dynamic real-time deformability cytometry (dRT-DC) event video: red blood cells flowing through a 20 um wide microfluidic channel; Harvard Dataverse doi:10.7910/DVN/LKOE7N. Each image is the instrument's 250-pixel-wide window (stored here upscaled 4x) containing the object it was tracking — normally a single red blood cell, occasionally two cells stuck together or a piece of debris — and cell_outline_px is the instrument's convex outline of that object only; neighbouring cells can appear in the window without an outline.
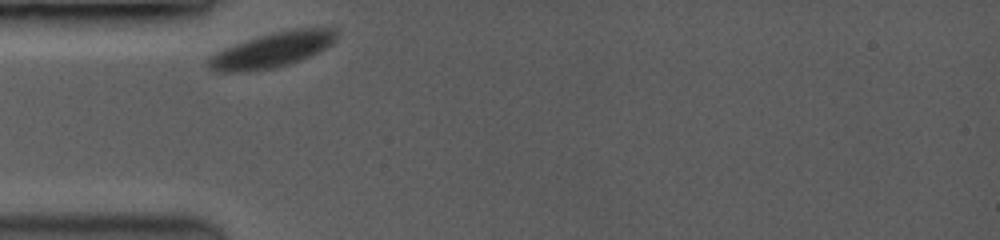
{"species": "common noctule bat (a hibernating species)", "species_latin": "Nyctalus noctula", "temperature_condition": "room temperature", "stored_images_in_passage": 2, "camera_frame_rate_fps": 3500, "um_per_image_px": 0.085, "animal": {"sex": "female", "body_mass_g": 19.0, "forearm_length_mm": 53.3}, "frame": {"image": 1, "passage_image": 1, "time_ms": 0.0, "image_size_px": [1000, 240], "cell_outline_px": [[336, 40], [332, 44], [300, 60], [288, 64], [272, 68], [240, 72], [216, 72], [208, 68], [208, 56], [224, 48], [272, 32], [292, 28], [332, 28], [336, 32]], "centroid_in_image_um": [23.1, 4.25], "position_along_channel_um": 61.9, "area_um2": 25.78}}